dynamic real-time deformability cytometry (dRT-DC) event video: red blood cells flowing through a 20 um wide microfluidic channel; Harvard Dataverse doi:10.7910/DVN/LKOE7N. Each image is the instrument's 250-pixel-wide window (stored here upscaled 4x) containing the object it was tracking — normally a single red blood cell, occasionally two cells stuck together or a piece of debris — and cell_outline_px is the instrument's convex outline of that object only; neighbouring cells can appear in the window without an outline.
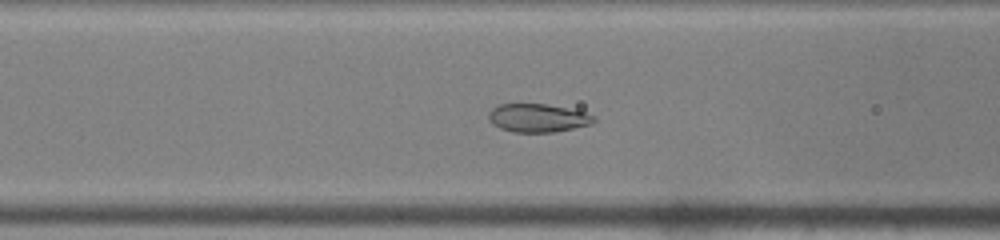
{"species": "common noctule bat (a hibernating species)", "species_latin": "Nyctalus noctula", "temperature_condition": "warm", "stored_images_in_passage": 48, "camera_frame_rate_fps": 3000, "um_per_image_px": 0.085, "animal": {"sex": "male", "body_mass_g": 19.0, "forearm_length_mm": 50.8}, "frame": {"image": 1, "passage_image": 19, "time_ms": 6.0, "image_size_px": [1000, 240], "cell_outline_px": [[596, 120], [592, 124], [552, 132], [512, 132], [500, 128], [492, 124], [488, 120], [488, 112], [492, 108], [500, 104], [544, 104], [584, 112], [596, 116]], "centroid_in_image_um": [45.68, 10.03], "position_along_channel_um": 120.9, "area_um2": 17.28}}
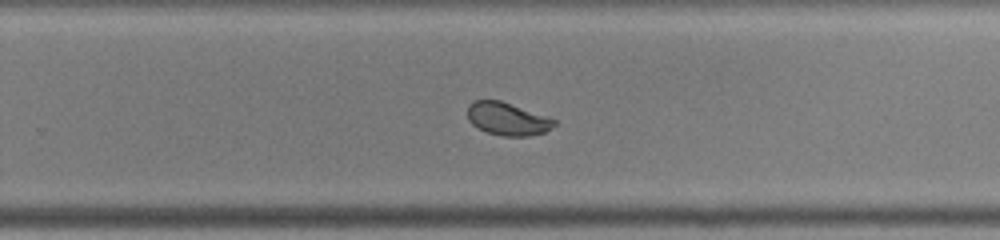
{"frame": {"image": 2, "passage_image": 31, "time_ms": 10.0, "image_size_px": [1000, 240], "cell_outline_px": [[556, 124], [544, 132], [528, 136], [500, 136], [476, 128], [468, 120], [468, 104], [476, 100], [500, 100], [548, 116], [556, 120]], "centroid_in_image_um": [43.12, 10.1], "position_along_channel_um": 286.7, "area_um2": 16.65}}
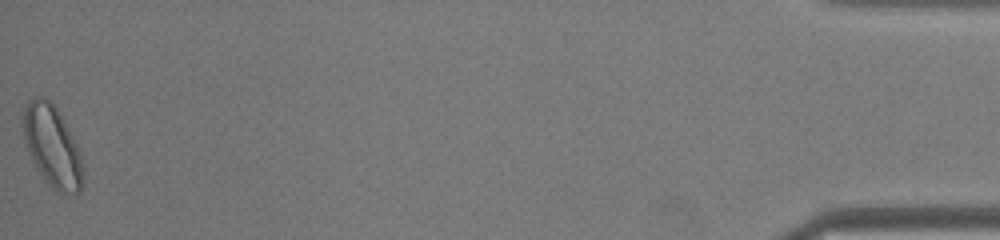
{"frame": {"image": 3, "passage_image": 48, "time_ms": 15.667, "image_size_px": [1000, 240], "cell_outline_px": [[84, 180], [80, 192], [56, 192], [44, 180], [36, 168], [28, 152], [24, 136], [24, 104], [32, 96], [40, 96], [48, 100], [56, 108], [72, 136], [80, 152], [84, 168]], "centroid_in_image_um": [4.45, 12.45], "position_along_channel_um": 430.8, "area_um2": 28.21}, "authors_computed_cell_mechanics": {"area_um2": 19.1318, "velocity_mm_per_s": 4.1625, "shape_relaxation_time_tau1_ms": 3.0799, "shape_relaxation_time_tau2_ms": null, "deformation_change_tau1": 0.1223, "deformation_change_tau2": null}}